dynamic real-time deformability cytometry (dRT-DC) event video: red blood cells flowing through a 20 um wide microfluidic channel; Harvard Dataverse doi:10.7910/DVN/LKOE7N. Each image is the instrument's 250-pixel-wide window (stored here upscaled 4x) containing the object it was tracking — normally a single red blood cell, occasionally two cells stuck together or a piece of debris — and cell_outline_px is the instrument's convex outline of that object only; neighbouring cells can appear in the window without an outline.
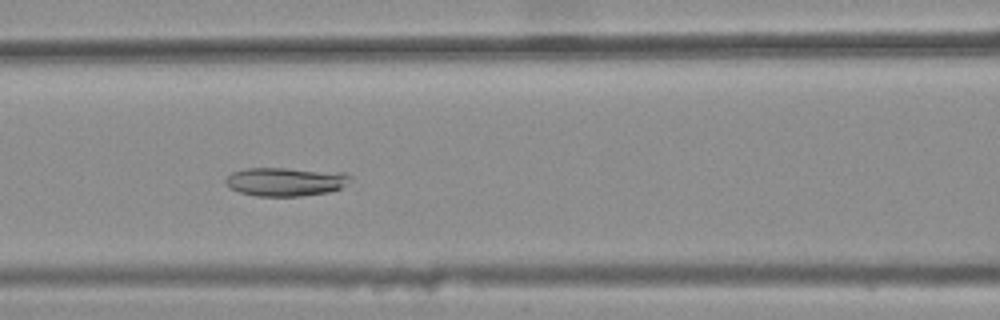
{"species": "common noctule bat (a hibernating species)", "species_latin": "Nyctalus noctula", "temperature_condition": "warm", "stored_images_in_passage": 41, "camera_frame_rate_fps": 3000, "um_per_image_px": 0.085, "animal": {"sex": "female", "body_mass_g": 25.1}, "frame": {"image": 1, "passage_image": 22, "time_ms": 7.0, "image_size_px": [1000, 320], "cell_outline_px": [[352, 180], [340, 188], [328, 192], [300, 196], [256, 196], [240, 192], [224, 184], [224, 180], [232, 172], [248, 168], [284, 168], [344, 172], [352, 176]], "centroid_in_image_um": [24.29, 15.43], "position_along_channel_um": 142.3, "area_um2": 20.87}}
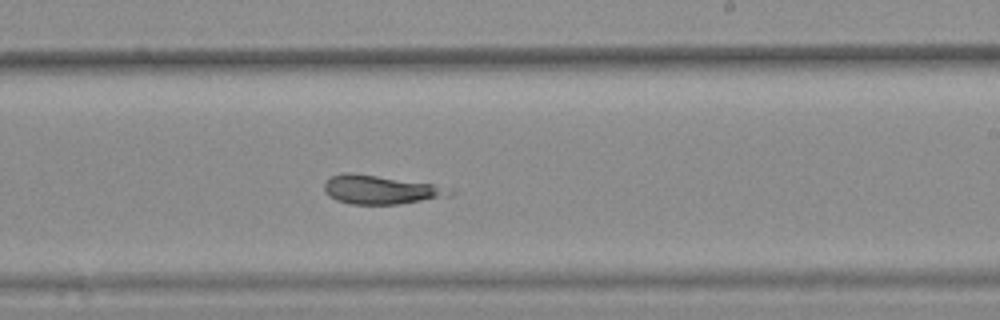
{"frame": {"image": 2, "passage_image": 31, "time_ms": 10.0, "image_size_px": [1000, 320], "cell_outline_px": [[456, 192], [452, 196], [400, 204], [352, 204], [336, 200], [328, 196], [324, 192], [324, 184], [332, 176], [340, 172], [352, 172], [432, 184]], "centroid_in_image_um": [32.32, 16.13], "position_along_channel_um": 256.7, "area_um2": 21.04}}
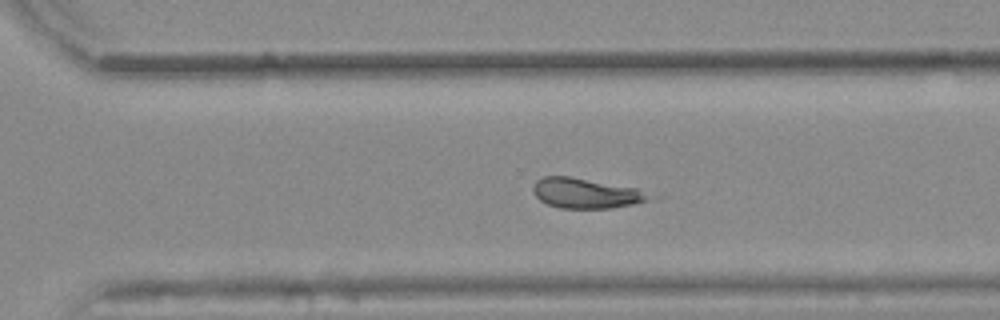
{"frame": {"image": 3, "passage_image": 36, "time_ms": 11.667, "image_size_px": [1000, 320], "cell_outline_px": [[648, 196], [644, 200], [632, 204], [612, 208], [560, 208], [548, 204], [540, 200], [536, 196], [532, 188], [532, 184], [536, 180], [544, 176], [572, 176], [636, 188]], "centroid_in_image_um": [49.67, 16.41], "position_along_channel_um": 320.9, "area_um2": 20.0}}